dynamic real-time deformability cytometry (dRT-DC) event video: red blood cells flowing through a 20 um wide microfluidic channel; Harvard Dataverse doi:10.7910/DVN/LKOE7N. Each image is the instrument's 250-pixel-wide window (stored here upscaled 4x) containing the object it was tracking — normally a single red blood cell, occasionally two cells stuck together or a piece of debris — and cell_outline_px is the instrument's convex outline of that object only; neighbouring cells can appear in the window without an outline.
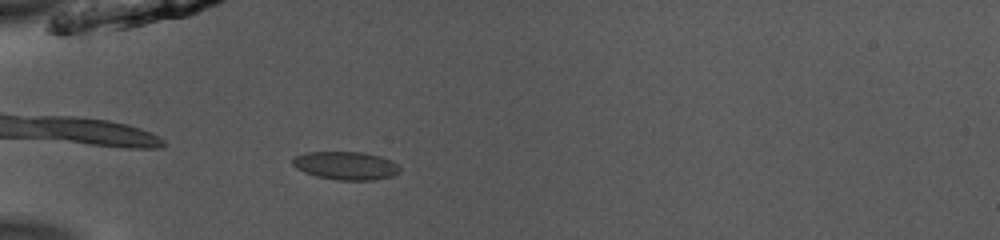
{"species": "common noctule bat (a hibernating species)", "species_latin": "Nyctalus noctula", "temperature_condition": "room temperature", "stored_images_in_passage": 37, "camera_frame_rate_fps": 3000, "um_per_image_px": 0.085, "animal": {"sex": "male", "body_mass_g": 13.0, "forearm_length_mm": 53.1}, "frame": {"image": 1, "passage_image": 2, "time_ms": 0.333, "image_size_px": [1000, 240], "cell_outline_px": [[400, 172], [392, 176], [372, 180], [336, 180], [316, 176], [304, 172], [296, 168], [292, 164], [292, 160], [296, 156], [304, 152], [360, 152], [380, 156], [392, 160], [400, 168]], "centroid_in_image_um": [29.39, 14.08], "position_along_channel_um": 55.6, "area_um2": 17.63}}
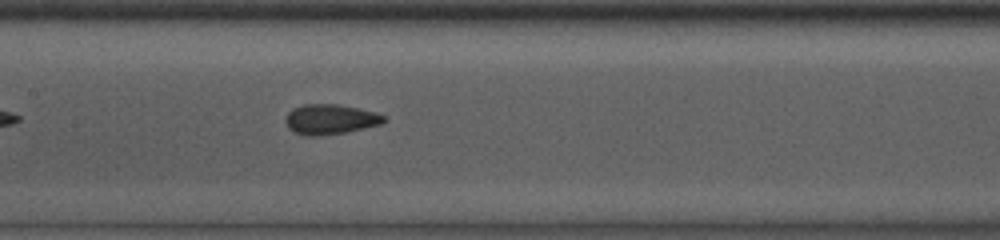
{"frame": {"image": 2, "passage_image": 12, "time_ms": 3.667, "image_size_px": [1000, 240], "cell_outline_px": [[388, 120], [384, 124], [344, 132], [316, 136], [304, 136], [292, 132], [288, 128], [284, 120], [288, 112], [292, 108], [304, 104], [336, 104], [376, 112], [388, 116]], "centroid_in_image_um": [28.08, 10.14], "position_along_channel_um": 179.3, "area_um2": 17.51}}
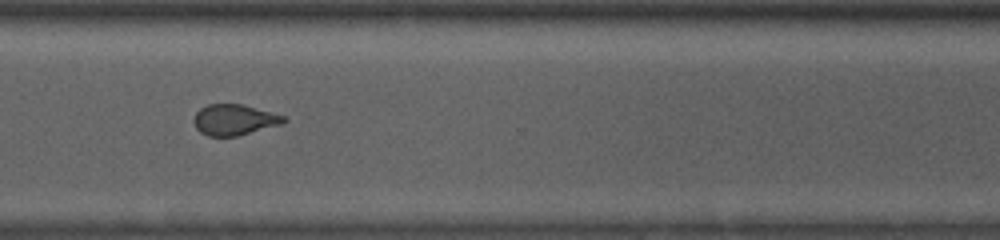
{"frame": {"image": 3, "passage_image": 25, "time_ms": 8.0, "image_size_px": [1000, 240], "cell_outline_px": [[288, 120], [284, 124], [236, 136], [208, 136], [200, 132], [196, 128], [192, 120], [196, 112], [200, 108], [208, 104], [240, 104], [284, 116]], "centroid_in_image_um": [19.89, 10.19], "position_along_channel_um": 350.7, "area_um2": 16.13}, "authors_computed_cell_mechanics": {"area_um2": 16.762, "velocity_mm_per_s": 3.9745, "shape_relaxation_time_tau1_ms": 4.4683, "shape_relaxation_time_tau2_ms": 1.1824, "deformation_change_tau1": 0.1018, "deformation_change_tau2": 0.0519}}